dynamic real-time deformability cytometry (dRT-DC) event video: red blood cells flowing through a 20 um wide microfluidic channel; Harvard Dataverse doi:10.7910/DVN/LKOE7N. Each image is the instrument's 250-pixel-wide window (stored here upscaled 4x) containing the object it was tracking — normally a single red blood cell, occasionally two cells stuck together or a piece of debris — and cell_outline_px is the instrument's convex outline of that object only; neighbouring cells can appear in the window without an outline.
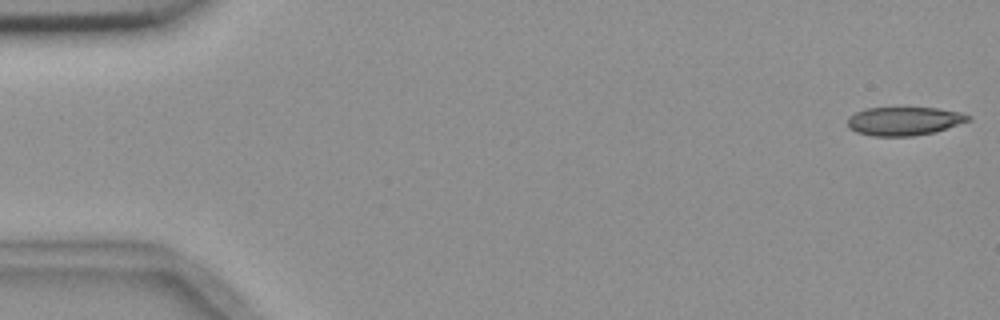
{"species": "common noctule bat (a hibernating species)", "species_latin": "Nyctalus noctula", "temperature_condition": "room temperature", "stored_images_in_passage": 6, "camera_frame_rate_fps": 3000, "um_per_image_px": 0.085, "animal": {"sex": "female", "body_mass_g": 18.4}, "frame": {"image": 1, "passage_image": 1, "time_ms": 0.0, "image_size_px": [1000, 320], "cell_outline_px": [[972, 120], [936, 132], [912, 136], [872, 136], [856, 132], [848, 128], [848, 116], [864, 108], [936, 108], [960, 112], [972, 116]], "centroid_in_image_um": [76.86, 10.3], "position_along_channel_um": 8.1, "area_um2": 20.23}}
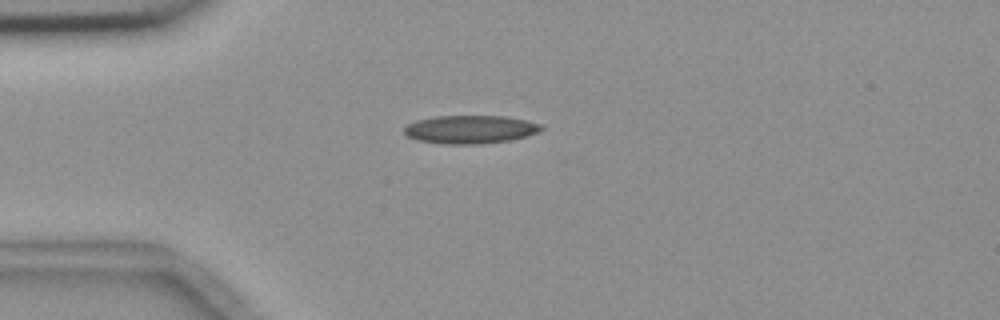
{"frame": {"image": 2, "passage_image": 4, "time_ms": 4.333, "image_size_px": [1000, 320], "cell_outline_px": [[544, 128], [540, 132], [528, 136], [508, 140], [480, 144], [444, 144], [416, 140], [408, 136], [404, 132], [404, 128], [408, 124], [416, 120], [436, 116], [504, 116], [544, 124]], "centroid_in_image_um": [40.0, 11.0], "position_along_channel_um": 45.0, "area_um2": 22.66}}